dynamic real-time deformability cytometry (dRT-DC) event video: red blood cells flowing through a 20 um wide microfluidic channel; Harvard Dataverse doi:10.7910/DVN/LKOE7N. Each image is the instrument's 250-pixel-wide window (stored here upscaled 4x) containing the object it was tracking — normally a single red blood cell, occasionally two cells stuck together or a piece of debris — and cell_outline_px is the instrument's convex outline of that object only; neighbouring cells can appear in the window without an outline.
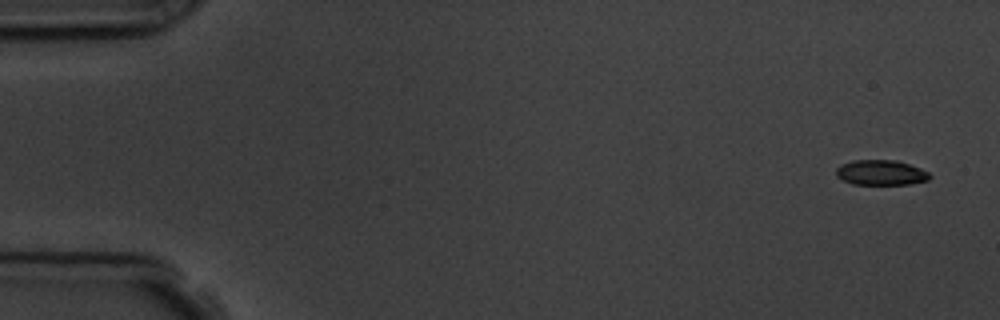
{"species": "common noctule bat (a hibernating species)", "species_latin": "Nyctalus noctula", "temperature_condition": "room temperature", "stored_images_in_passage": 4, "camera_frame_rate_fps": 3000, "um_per_image_px": 0.085, "animal": {"sex": "male", "body_mass_g": 19.5, "forearm_length_mm": 54.6}, "frame": {"image": 1, "passage_image": 1, "time_ms": 0.0, "image_size_px": [1000, 320], "cell_outline_px": [[932, 176], [928, 180], [908, 184], [852, 184], [836, 176], [836, 168], [840, 164], [852, 160], [896, 160], [920, 168], [928, 172]], "centroid_in_image_um": [74.86, 14.66], "position_along_channel_um": 10.1, "area_um2": 13.7}}
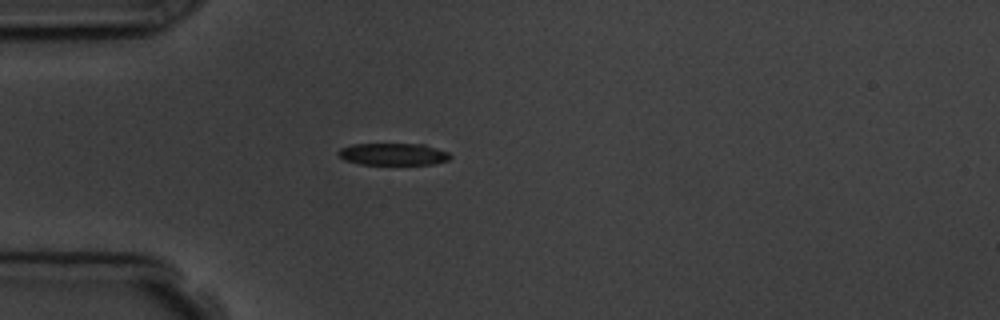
{"frame": {"image": 2, "passage_image": 4, "time_ms": 4.333, "image_size_px": [1000, 320], "cell_outline_px": [[452, 156], [448, 160], [432, 164], [360, 164], [344, 160], [336, 152], [340, 148], [352, 144], [424, 144], [448, 152]], "centroid_in_image_um": [33.4, 13.1], "position_along_channel_um": 51.6, "area_um2": 14.33}}